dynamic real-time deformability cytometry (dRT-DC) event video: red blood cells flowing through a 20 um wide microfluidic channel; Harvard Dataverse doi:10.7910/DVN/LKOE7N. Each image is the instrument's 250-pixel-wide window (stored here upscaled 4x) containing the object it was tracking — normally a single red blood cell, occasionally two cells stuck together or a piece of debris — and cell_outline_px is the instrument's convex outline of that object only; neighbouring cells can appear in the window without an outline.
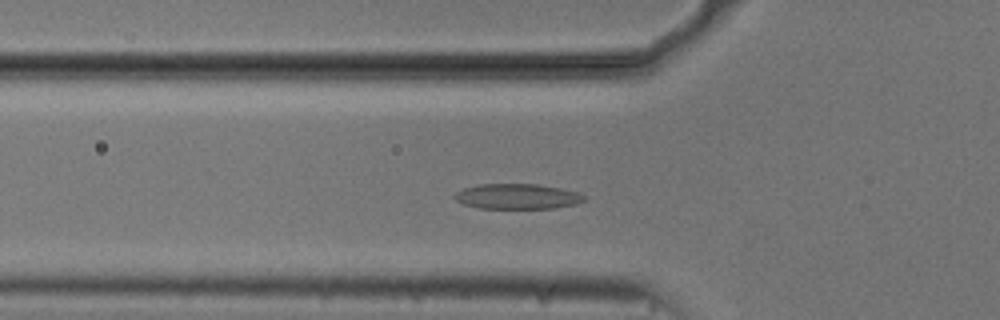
{"species": "common noctule bat (a hibernating species)", "species_latin": "Nyctalus noctula", "temperature_condition": "cold", "stored_images_in_passage": 46, "camera_frame_rate_fps": 3000, "um_per_image_px": 0.085, "animal": {"sex": "male", "body_mass_g": 20.5, "forearm_length_mm": 52.5}, "frame": {"image": 1, "passage_image": 10, "time_ms": 3.0, "image_size_px": [1000, 320], "cell_outline_px": [[588, 200], [576, 204], [556, 208], [480, 208], [464, 204], [456, 200], [452, 196], [456, 192], [464, 188], [480, 184], [536, 184], [560, 188], [576, 192], [584, 196]], "centroid_in_image_um": [43.98, 16.7], "position_along_channel_um": 81.8, "area_um2": 19.02}}
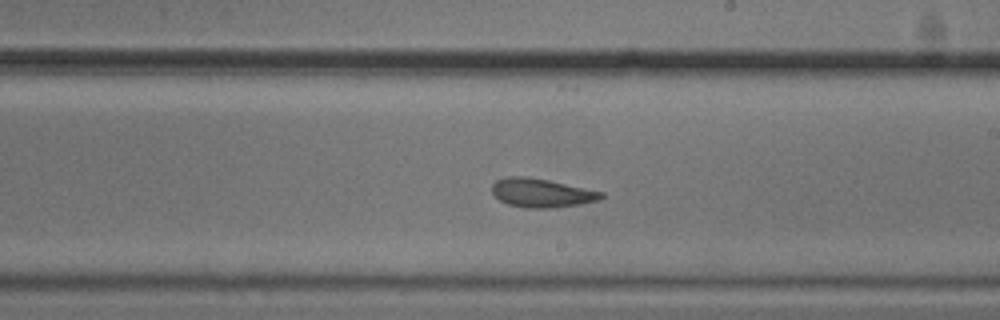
{"frame": {"image": 2, "passage_image": 23, "time_ms": 7.333, "image_size_px": [1000, 320], "cell_outline_px": [[604, 196], [600, 200], [580, 204], [556, 208], [528, 208], [508, 204], [500, 200], [492, 192], [492, 184], [496, 180], [504, 176], [524, 176], [548, 180], [604, 192]], "centroid_in_image_um": [46.03, 16.39], "position_along_channel_um": 243.0, "area_um2": 18.38}}
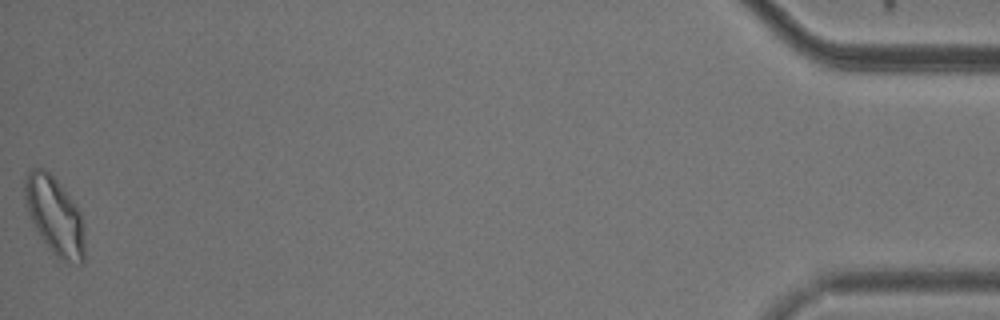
{"frame": {"image": 3, "passage_image": 46, "time_ms": 15.0, "image_size_px": [1000, 320], "cell_outline_px": [[84, 264], [80, 264], [60, 260], [52, 252], [36, 228], [24, 204], [24, 180], [28, 172], [32, 168], [44, 168], [60, 184], [76, 204], [80, 212], [84, 228]], "centroid_in_image_um": [4.66, 18.33], "position_along_channel_um": 430.5, "area_um2": 27.05}, "authors_computed_cell_mechanics": {"area_um2": 19.0451, "velocity_mm_per_s": 3.697, "shape_relaxation_time_tau1_ms": 4.562, "shape_relaxation_time_tau2_ms": 2.1116, "deformation_change_tau1": 0.1153, "deformation_change_tau2": 0.0838}}